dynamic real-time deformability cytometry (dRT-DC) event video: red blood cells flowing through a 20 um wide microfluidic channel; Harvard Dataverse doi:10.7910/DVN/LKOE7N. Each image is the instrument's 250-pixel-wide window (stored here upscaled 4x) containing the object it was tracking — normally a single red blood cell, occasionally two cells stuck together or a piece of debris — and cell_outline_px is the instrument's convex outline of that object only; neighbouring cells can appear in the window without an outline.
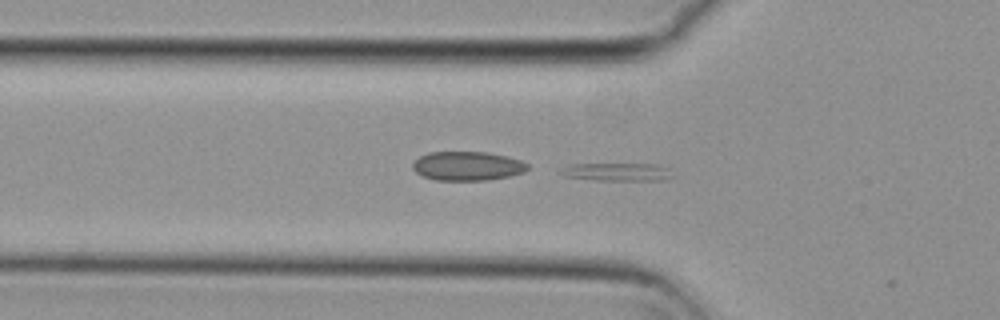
{"species": "common noctule bat (a hibernating species)", "species_latin": "Nyctalus noctula", "temperature_condition": "cold", "stored_images_in_passage": 16, "camera_frame_rate_fps": 3000, "um_per_image_px": 0.085, "animal": {"sex": "female", "body_mass_g": 29.2, "forearm_length_mm": 56.3}, "frame": {"image": 1, "passage_image": 13, "time_ms": 4.0, "image_size_px": [1000, 320], "cell_outline_px": [[676, 176], [668, 180], [596, 180], [564, 176], [560, 172], [568, 164], [656, 164], [668, 168]], "centroid_in_image_um": [52.55, 14.62], "position_along_channel_um": 73.2, "area_um2": 11.79}}